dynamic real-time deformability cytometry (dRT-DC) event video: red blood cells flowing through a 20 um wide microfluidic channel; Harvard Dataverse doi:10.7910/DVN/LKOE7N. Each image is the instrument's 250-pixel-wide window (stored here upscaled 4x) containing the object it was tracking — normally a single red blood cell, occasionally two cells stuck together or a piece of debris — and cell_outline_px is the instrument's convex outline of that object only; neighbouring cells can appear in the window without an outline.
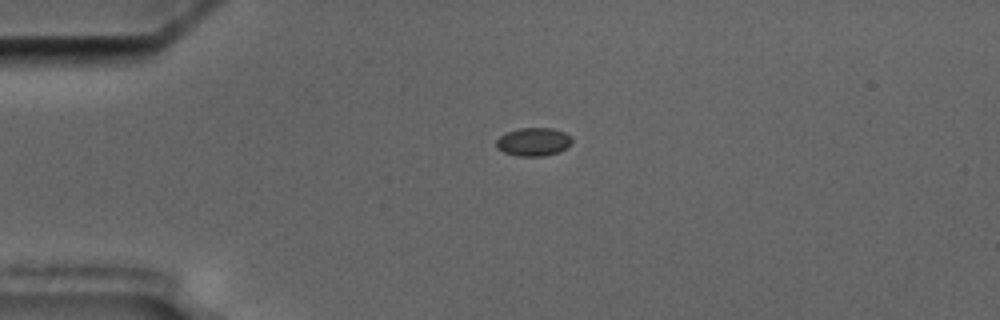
{"species": "common noctule bat (a hibernating species)", "species_latin": "Nyctalus noctula", "temperature_condition": "cold", "stored_images_in_passage": 2, "camera_frame_rate_fps": 3000, "um_per_image_px": 0.085, "animal": {"sex": "male", "body_mass_g": 17.5, "forearm_length_mm": 52.3}, "frame": {"image": 1, "passage_image": 1, "time_ms": 0.0, "image_size_px": [1000, 320], "cell_outline_px": [[572, 144], [560, 152], [544, 156], [516, 156], [504, 152], [496, 148], [496, 140], [500, 136], [508, 132], [520, 128], [552, 128], [564, 132], [572, 136]], "centroid_in_image_um": [45.37, 12.06], "position_along_channel_um": 39.6, "area_um2": 12.6}}